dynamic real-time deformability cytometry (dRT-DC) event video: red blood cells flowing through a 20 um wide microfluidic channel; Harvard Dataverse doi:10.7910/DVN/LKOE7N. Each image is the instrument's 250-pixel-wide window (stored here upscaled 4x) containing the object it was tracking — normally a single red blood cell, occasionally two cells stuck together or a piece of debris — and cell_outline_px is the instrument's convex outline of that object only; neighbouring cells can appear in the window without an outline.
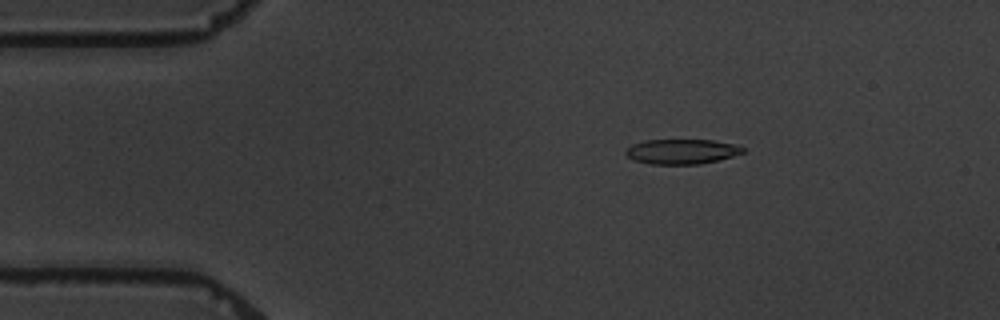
{"species": "common noctule bat (a hibernating species)", "species_latin": "Nyctalus noctula", "temperature_condition": "warm", "stored_images_in_passage": 6, "segment_of_instrument_passage": [2, 2], "camera_frame_rate_fps": 3000, "um_per_image_px": 0.085, "animal": {"sex": "male", "body_mass_g": 19.5, "forearm_length_mm": 54.6}, "frame": {"image": 1, "passage_image": 6, "time_ms": 9.667, "image_size_px": [1000, 320], "cell_outline_px": [[744, 152], [732, 156], [700, 164], [648, 164], [632, 160], [624, 152], [632, 144], [644, 140], [712, 140], [736, 144], [744, 148]], "centroid_in_image_um": [57.91, 12.88], "position_along_channel_um": 27.1, "area_um2": 16.99}}